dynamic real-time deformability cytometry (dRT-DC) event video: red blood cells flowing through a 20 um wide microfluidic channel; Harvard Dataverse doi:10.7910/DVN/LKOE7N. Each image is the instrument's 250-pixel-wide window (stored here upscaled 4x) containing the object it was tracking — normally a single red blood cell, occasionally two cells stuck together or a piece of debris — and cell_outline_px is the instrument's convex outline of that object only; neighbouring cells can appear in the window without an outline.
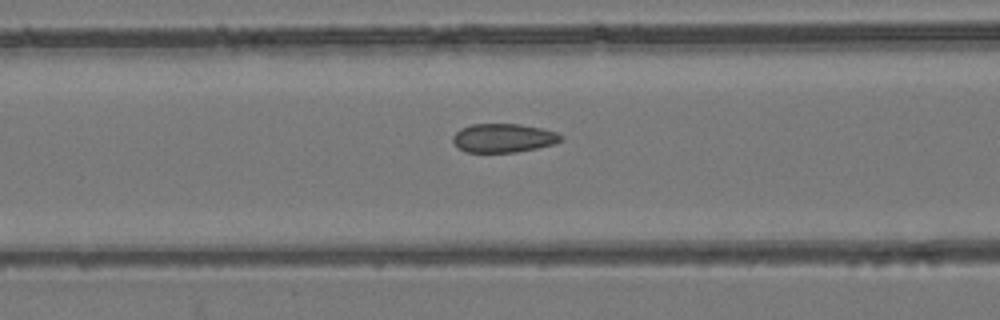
{"species": "common noctule bat (a hibernating species)", "species_latin": "Nyctalus noctula", "temperature_condition": "room temperature", "stored_images_in_passage": 55, "camera_frame_rate_fps": 3000, "um_per_image_px": 0.085, "animal": {"sex": "female", "body_mass_g": 24.6, "forearm_length_mm": 56.2}, "frame": {"image": 1, "passage_image": 23, "time_ms": 7.333, "image_size_px": [1000, 320], "cell_outline_px": [[564, 140], [552, 144], [536, 148], [516, 152], [464, 152], [452, 140], [452, 136], [460, 128], [472, 124], [520, 124], [540, 128], [556, 132], [564, 136]], "centroid_in_image_um": [42.79, 11.72], "position_along_channel_um": 123.8, "area_um2": 18.09}}
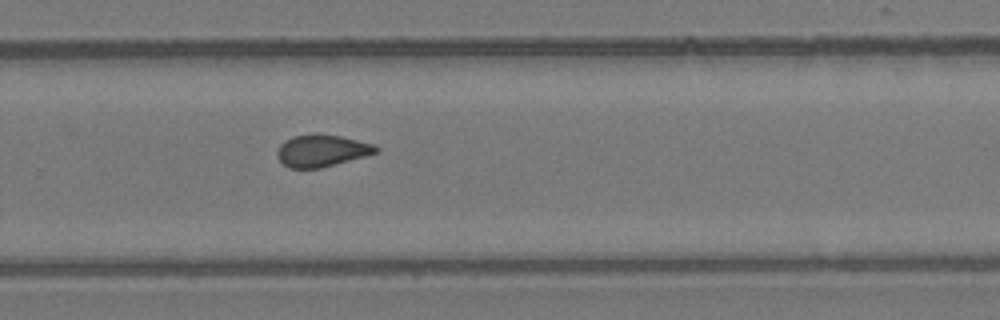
{"frame": {"image": 2, "passage_image": 37, "time_ms": 12.0, "image_size_px": [1000, 320], "cell_outline_px": [[380, 152], [320, 168], [288, 168], [276, 156], [276, 152], [280, 144], [284, 140], [292, 136], [316, 132], [340, 136], [376, 144], [380, 148]], "centroid_in_image_um": [27.35, 12.78], "position_along_channel_um": 302.4, "area_um2": 18.79}}
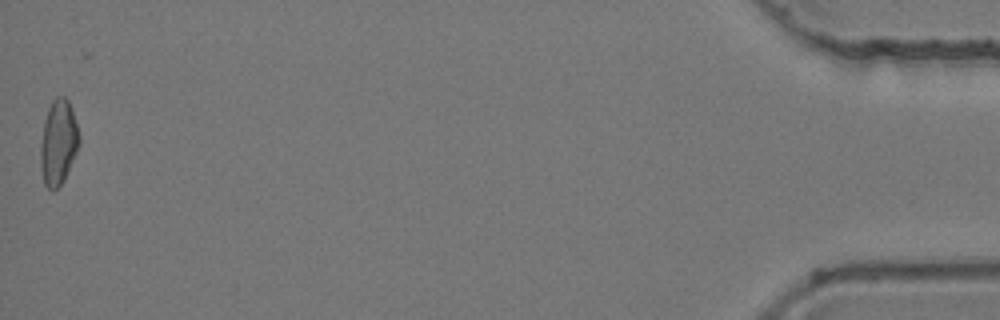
{"frame": {"image": 3, "passage_image": 55, "time_ms": 18.0, "image_size_px": [1000, 320], "cell_outline_px": [[80, 144], [64, 180], [52, 192], [44, 184], [40, 164], [40, 144], [44, 120], [48, 108], [52, 100], [56, 96], [64, 96], [68, 100], [72, 108], [80, 136]], "centroid_in_image_um": [4.95, 12.09], "position_along_channel_um": 430.2, "area_um2": 19.36}, "authors_computed_cell_mechanics": {"area_um2": 18.8428, "velocity_mm_per_s": 3.831, "shape_relaxation_time_tau1_ms": null, "shape_relaxation_time_tau2_ms": 1.2822, "deformation_change_tau1": null, "deformation_change_tau2": 0.0591}}